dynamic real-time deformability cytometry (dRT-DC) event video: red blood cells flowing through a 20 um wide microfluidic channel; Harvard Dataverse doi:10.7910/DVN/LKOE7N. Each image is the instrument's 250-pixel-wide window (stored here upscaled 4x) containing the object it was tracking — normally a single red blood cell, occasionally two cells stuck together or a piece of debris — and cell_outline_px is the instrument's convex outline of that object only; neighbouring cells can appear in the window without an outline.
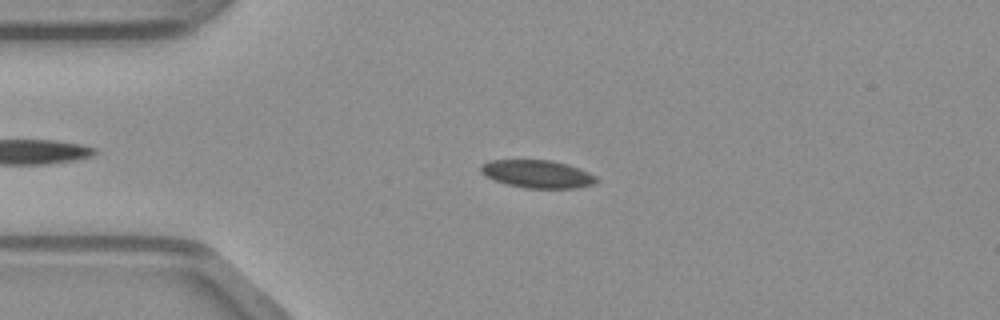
{"species": "common noctule bat (a hibernating species)", "species_latin": "Nyctalus noctula", "temperature_condition": "warm", "stored_images_in_passage": 44, "camera_frame_rate_fps": 3000, "um_per_image_px": 0.085, "animal": {"sex": "male", "body_mass_g": 23.1, "forearm_length_mm": 52.7}, "frame": {"image": 1, "passage_image": 11, "time_ms": 3.333, "image_size_px": [1000, 320], "cell_outline_px": [[596, 180], [592, 184], [576, 188], [524, 188], [508, 184], [496, 180], [480, 172], [480, 164], [492, 160], [552, 160], [588, 172], [596, 176]], "centroid_in_image_um": [45.64, 14.79], "position_along_channel_um": 39.4, "area_um2": 18.38}}
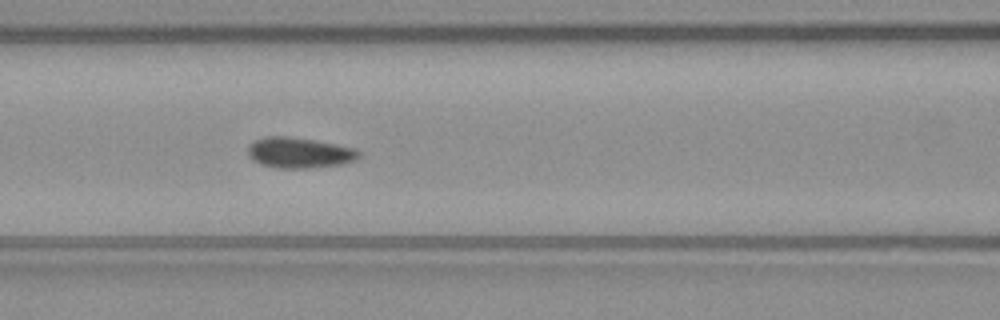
{"frame": {"image": 2, "passage_image": 20, "time_ms": 6.333, "image_size_px": [1000, 320], "cell_outline_px": [[360, 156], [356, 160], [344, 164], [312, 168], [276, 168], [260, 164], [248, 152], [248, 148], [256, 140], [264, 136], [288, 136], [316, 140], [356, 148], [360, 152]], "centroid_in_image_um": [25.52, 12.98], "position_along_channel_um": 141.1, "area_um2": 19.83}}
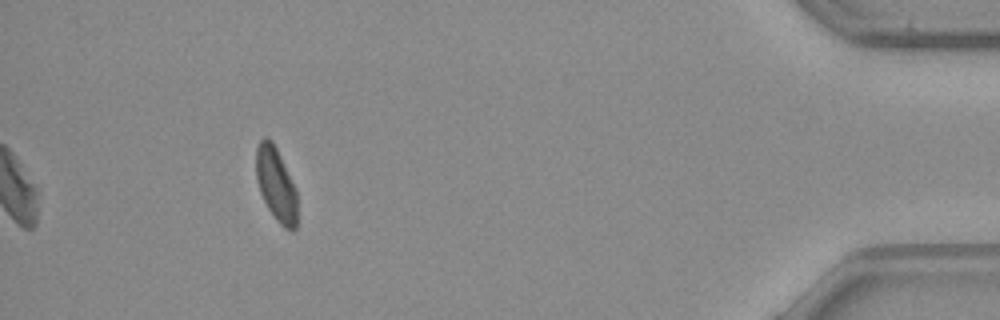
{"frame": {"image": 3, "passage_image": 44, "time_ms": 14.333, "image_size_px": [1000, 320], "cell_outline_px": [[296, 228], [292, 232], [284, 228], [276, 220], [268, 208], [260, 192], [256, 180], [256, 144], [264, 136], [268, 136], [272, 140], [296, 188]], "centroid_in_image_um": [23.44, 15.65], "position_along_channel_um": 411.8, "area_um2": 17.74}}